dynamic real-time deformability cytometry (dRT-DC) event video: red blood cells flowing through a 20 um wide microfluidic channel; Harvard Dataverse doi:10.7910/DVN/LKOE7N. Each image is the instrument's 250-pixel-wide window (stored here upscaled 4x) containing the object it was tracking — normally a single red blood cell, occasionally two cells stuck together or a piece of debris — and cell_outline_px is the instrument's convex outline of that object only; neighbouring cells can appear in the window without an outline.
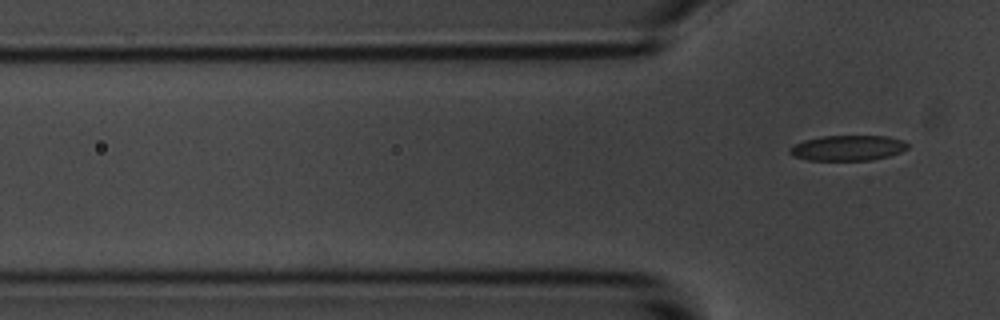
{"species": "common noctule bat (a hibernating species)", "species_latin": "Nyctalus noctula", "temperature_condition": "room temperature", "stored_images_in_passage": 7, "camera_frame_rate_fps": 3000, "um_per_image_px": 0.085, "animal": {"sex": "male", "body_mass_g": 20.1, "forearm_length_mm": 53.5}, "frame": {"image": 1, "passage_image": 7, "time_ms": 8.0, "image_size_px": [1000, 320], "cell_outline_px": [[908, 148], [900, 152], [888, 156], [872, 160], [808, 160], [792, 156], [788, 152], [788, 148], [804, 140], [824, 136], [888, 136], [904, 140], [908, 144]], "centroid_in_image_um": [72.06, 12.58], "position_along_channel_um": 53.7, "area_um2": 17.46}}